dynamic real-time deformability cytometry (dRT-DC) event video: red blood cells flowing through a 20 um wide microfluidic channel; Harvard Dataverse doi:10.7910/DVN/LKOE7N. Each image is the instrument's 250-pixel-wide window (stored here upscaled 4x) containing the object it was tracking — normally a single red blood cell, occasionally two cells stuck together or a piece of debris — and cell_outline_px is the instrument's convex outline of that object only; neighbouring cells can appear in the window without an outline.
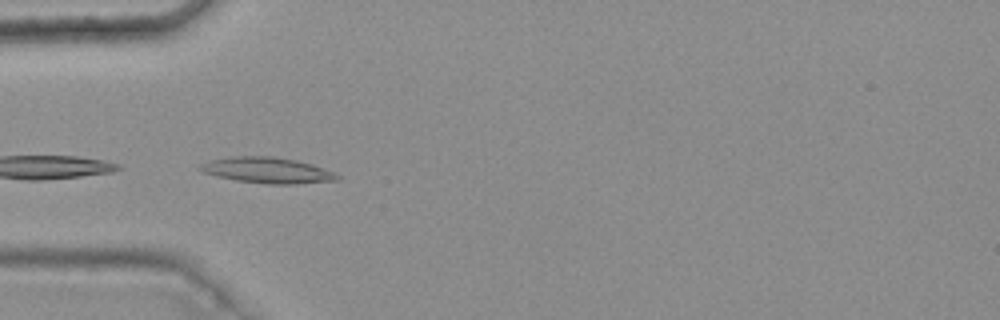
{"species": "common noctule bat (a hibernating species)", "species_latin": "Nyctalus noctula", "temperature_condition": "warm", "stored_images_in_passage": 13, "camera_frame_rate_fps": 3000, "um_per_image_px": 0.085, "animal": {"sex": "female", "body_mass_g": 25.1}, "frame": {"image": 1, "passage_image": 4, "time_ms": 1.0, "image_size_px": [1000, 320], "cell_outline_px": [[340, 180], [296, 184], [264, 184], [236, 180], [216, 176], [204, 172], [196, 168], [200, 164], [208, 160], [232, 156], [272, 156], [296, 160], [312, 164], [336, 172], [340, 176]], "centroid_in_image_um": [22.73, 14.47], "position_along_channel_um": 62.3, "area_um2": 20.92}}